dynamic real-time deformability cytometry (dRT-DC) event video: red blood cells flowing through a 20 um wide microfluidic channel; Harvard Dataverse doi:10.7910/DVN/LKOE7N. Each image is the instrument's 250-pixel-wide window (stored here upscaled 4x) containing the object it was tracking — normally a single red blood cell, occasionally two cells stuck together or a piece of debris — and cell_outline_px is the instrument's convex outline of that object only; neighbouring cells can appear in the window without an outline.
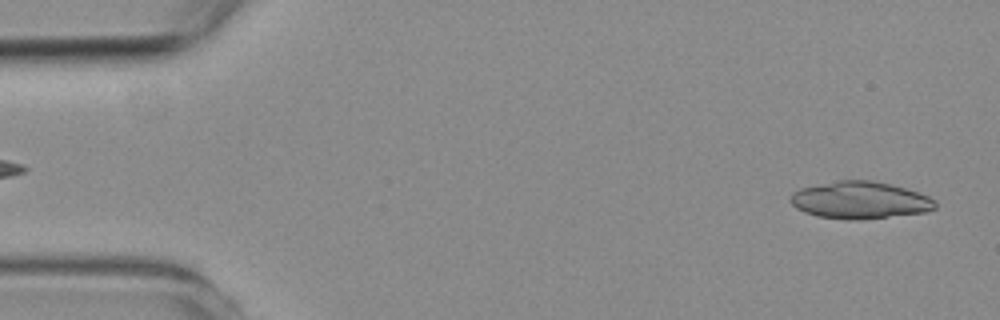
{"species": "common noctule bat (a hibernating species)", "species_latin": "Nyctalus noctula", "temperature_condition": "room temperature", "stored_images_in_passage": 21, "camera_frame_rate_fps": 3000, "um_per_image_px": 0.085, "animal": {"sex": "female", "body_mass_g": 19.3, "forearm_length_mm": 54.1}, "frame": {"image": 1, "passage_image": 2, "time_ms": 0.333, "image_size_px": [1000, 320], "cell_outline_px": [[936, 208], [924, 212], [860, 220], [848, 220], [816, 216], [804, 212], [796, 208], [792, 204], [792, 192], [800, 188], [840, 180], [872, 180], [892, 184], [928, 196], [936, 200]], "centroid_in_image_um": [73.1, 17.02], "position_along_channel_um": 11.9, "area_um2": 31.27}}